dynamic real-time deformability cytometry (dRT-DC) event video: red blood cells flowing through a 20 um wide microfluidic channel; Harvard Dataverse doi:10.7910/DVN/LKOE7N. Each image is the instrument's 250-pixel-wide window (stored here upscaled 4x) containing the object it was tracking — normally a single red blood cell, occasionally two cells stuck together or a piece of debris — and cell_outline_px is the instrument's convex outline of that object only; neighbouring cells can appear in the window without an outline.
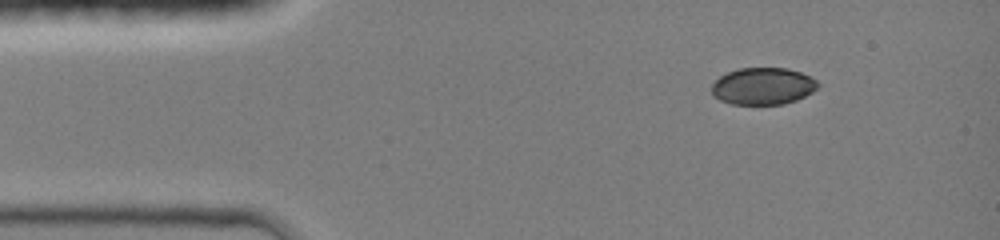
{"species": "common noctule bat (a hibernating species)", "species_latin": "Nyctalus noctula", "temperature_condition": "room temperature", "stored_images_in_passage": 3, "camera_frame_rate_fps": 3000, "um_per_image_px": 0.085, "animal": {"sex": "female", "body_mass_g": 19.0, "forearm_length_mm": 51.5}, "frame": {"image": 1, "passage_image": 1, "time_ms": 0.0, "image_size_px": [1000, 240], "cell_outline_px": [[820, 84], [812, 92], [796, 100], [784, 104], [732, 104], [720, 100], [712, 96], [712, 84], [720, 76], [728, 72], [740, 68], [788, 68], [800, 72], [816, 80]], "centroid_in_image_um": [64.84, 7.32], "position_along_channel_um": 20.2, "area_um2": 22.83}}